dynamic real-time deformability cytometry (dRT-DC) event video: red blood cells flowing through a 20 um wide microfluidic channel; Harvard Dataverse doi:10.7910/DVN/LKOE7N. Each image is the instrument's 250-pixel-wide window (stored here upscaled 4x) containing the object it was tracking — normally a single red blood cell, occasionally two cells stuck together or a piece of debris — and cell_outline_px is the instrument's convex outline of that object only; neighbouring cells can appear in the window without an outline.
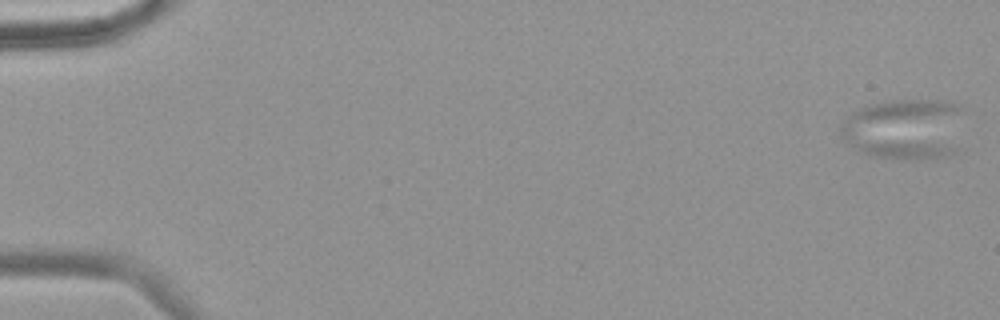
{"species": "common noctule bat (a hibernating species)", "species_latin": "Nyctalus noctula", "temperature_condition": "warm", "stored_images_in_passage": 59, "camera_frame_rate_fps": 3000, "um_per_image_px": 0.085, "animal": {"sex": "female", "body_mass_g": 18.4}, "frame": {"image": 1, "passage_image": 1, "time_ms": 0.0, "image_size_px": [1000, 320], "cell_outline_px": [[960, 108], [956, 152], [948, 156], [936, 160], [912, 160], [868, 156], [844, 140], [840, 136], [840, 124], [848, 116], [860, 108], [868, 104], [892, 100], [952, 100], [960, 104]], "centroid_in_image_um": [76.88, 10.99], "position_along_channel_um": 8.1, "area_um2": 44.27}}
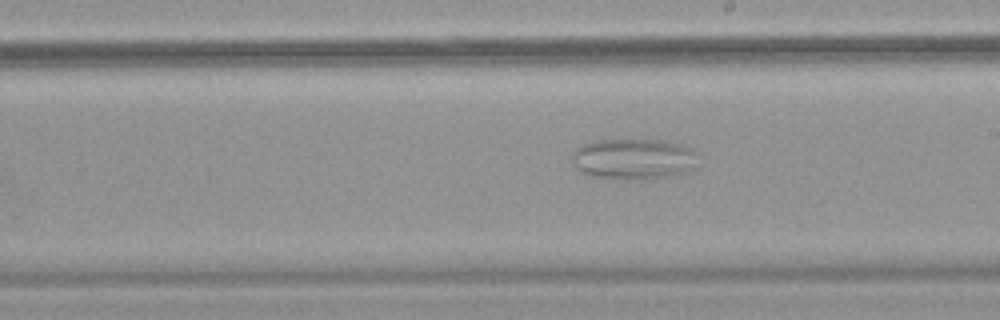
{"frame": {"image": 2, "passage_image": 35, "time_ms": 11.333, "image_size_px": [1000, 320], "cell_outline_px": [[700, 152], [688, 168], [684, 172], [676, 176], [648, 180], [620, 180], [592, 176], [576, 168], [572, 160], [572, 152], [576, 148], [584, 144], [600, 140], [664, 140], [680, 144], [692, 148]], "centroid_in_image_um": [53.85, 13.53], "position_along_channel_um": 235.1, "area_um2": 30.23}}
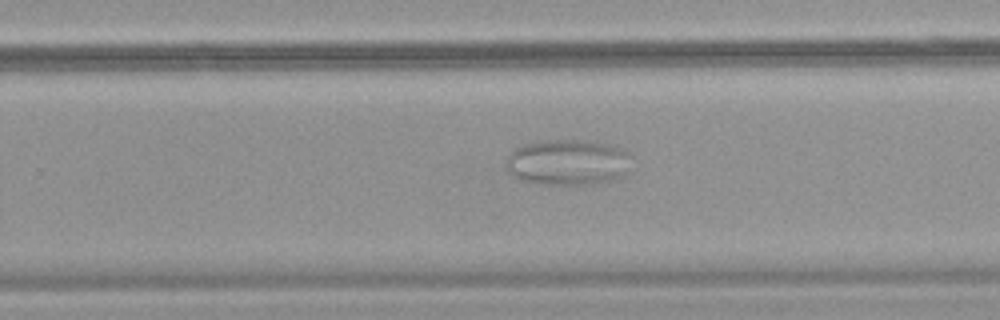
{"frame": {"image": 3, "passage_image": 39, "time_ms": 12.667, "image_size_px": [1000, 320], "cell_outline_px": [[628, 172], [624, 176], [612, 180], [588, 184], [536, 184], [520, 180], [512, 176], [504, 168], [508, 156], [512, 148], [524, 144], [548, 140], [584, 140], [608, 144], [624, 148], [628, 152]], "centroid_in_image_um": [48.21, 13.8], "position_along_channel_um": 281.6, "area_um2": 33.81}}